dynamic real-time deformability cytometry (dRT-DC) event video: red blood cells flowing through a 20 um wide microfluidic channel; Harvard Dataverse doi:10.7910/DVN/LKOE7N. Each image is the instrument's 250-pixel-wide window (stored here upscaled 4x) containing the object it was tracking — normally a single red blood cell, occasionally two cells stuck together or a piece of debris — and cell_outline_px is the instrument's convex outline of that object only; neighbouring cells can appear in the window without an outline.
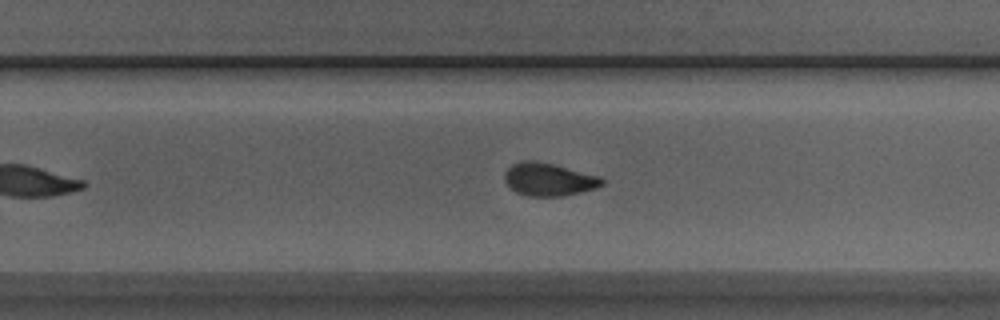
{"species": "Egyptian fruit bat (a non-hibernating species)", "species_latin": "Rousettus aegyptiacus", "temperature_condition": "room temperature", "stored_images_in_passage": 30, "camera_frame_rate_fps": 3000, "um_per_image_px": 0.085, "animal": {"sex": "male"}, "frame": {"image": 1, "passage_image": 26, "time_ms": 8.333, "image_size_px": [1000, 320], "cell_outline_px": [[604, 184], [596, 188], [564, 196], [528, 196], [516, 192], [504, 180], [504, 172], [512, 164], [524, 160], [536, 160], [600, 176], [604, 180]], "centroid_in_image_um": [46.64, 15.25], "position_along_channel_um": 283.2, "area_um2": 18.61}}